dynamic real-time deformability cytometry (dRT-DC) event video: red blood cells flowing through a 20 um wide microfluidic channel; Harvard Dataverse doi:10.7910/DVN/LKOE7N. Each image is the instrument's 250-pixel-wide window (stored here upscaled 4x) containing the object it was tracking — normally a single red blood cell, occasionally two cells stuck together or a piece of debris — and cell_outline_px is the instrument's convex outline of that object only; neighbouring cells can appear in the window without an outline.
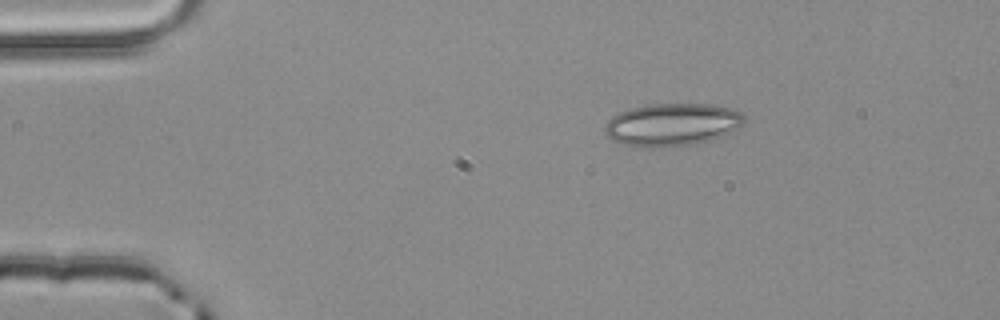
{"species": "common noctule bat (a hibernating species)", "species_latin": "Nyctalus noctula", "temperature_condition": "room temperature", "stored_images_in_passage": 3, "camera_frame_rate_fps": 3000, "um_per_image_px": 0.085, "animal": {"sex": "male", "body_mass_g": 20.4}, "frame": {"image": 1, "passage_image": 1, "time_ms": 0.0, "image_size_px": [1000, 320], "cell_outline_px": [[744, 124], [724, 136], [712, 140], [692, 144], [660, 148], [644, 148], [624, 144], [612, 140], [604, 132], [604, 124], [612, 116], [628, 108], [648, 104], [708, 104], [732, 108], [740, 112], [744, 116]], "centroid_in_image_um": [57.11, 10.6], "position_along_channel_um": 27.9, "area_um2": 35.08}}